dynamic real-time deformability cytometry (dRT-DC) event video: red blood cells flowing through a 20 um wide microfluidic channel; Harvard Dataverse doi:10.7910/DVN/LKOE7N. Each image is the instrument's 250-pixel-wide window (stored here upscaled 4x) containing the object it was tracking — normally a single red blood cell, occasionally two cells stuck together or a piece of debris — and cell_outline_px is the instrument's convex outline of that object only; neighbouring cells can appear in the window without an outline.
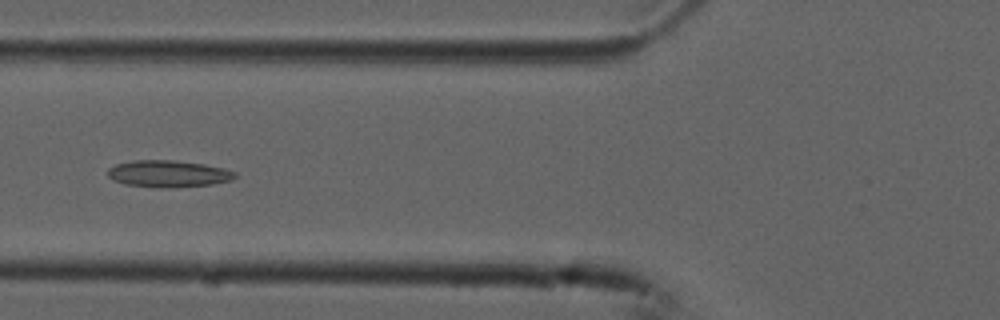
{"species": "common noctule bat (a hibernating species)", "species_latin": "Nyctalus noctula", "temperature_condition": "cold", "stored_images_in_passage": 5, "camera_frame_rate_fps": 3000, "um_per_image_px": 0.085, "animal": {"sex": "male", "forearm_length_mm": 52.5}, "frame": {"image": 1, "passage_image": 5, "time_ms": 1.333, "image_size_px": [1000, 320], "cell_outline_px": [[236, 176], [232, 180], [212, 184], [156, 188], [124, 184], [112, 180], [108, 176], [108, 168], [116, 164], [136, 160], [176, 160], [204, 164], [224, 168], [236, 172]], "centroid_in_image_um": [14.29, 14.76], "position_along_channel_um": 111.5, "area_um2": 19.88}}